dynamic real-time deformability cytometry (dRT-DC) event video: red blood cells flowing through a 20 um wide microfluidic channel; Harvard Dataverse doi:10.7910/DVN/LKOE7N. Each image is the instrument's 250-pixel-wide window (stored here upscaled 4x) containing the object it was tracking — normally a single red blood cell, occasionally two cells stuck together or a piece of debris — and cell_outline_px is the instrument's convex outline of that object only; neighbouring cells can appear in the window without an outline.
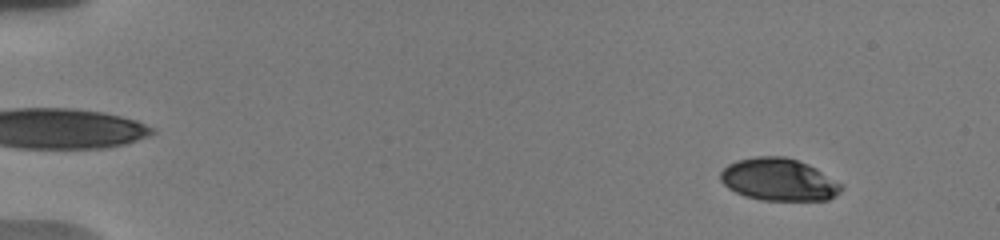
{"species": "human", "species_latin": "Homo sapiens", "temperature_condition": "warm", "stored_images_in_passage": 32, "camera_frame_rate_fps": 3000, "um_per_image_px": 0.085, "donor": {"sex": "male"}, "frame": {"image": 1, "passage_image": 6, "time_ms": 1.667, "image_size_px": [1000, 240], "cell_outline_px": [[840, 192], [836, 196], [828, 200], [760, 200], [744, 196], [728, 188], [720, 180], [720, 172], [728, 164], [736, 160], [756, 156], [784, 156], [808, 164], [816, 168], [840, 184]], "centroid_in_image_um": [66.15, 15.26], "position_along_channel_um": 18.9, "area_um2": 29.71}}
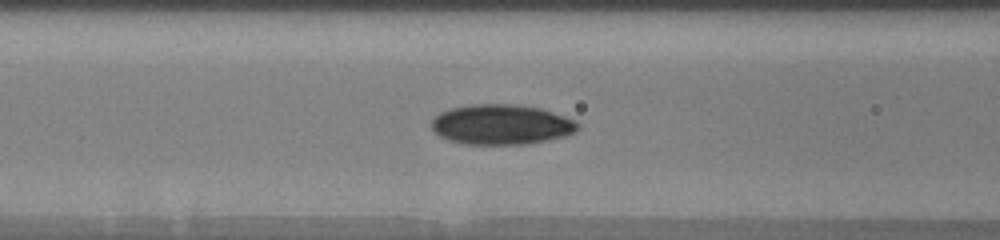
{"frame": {"image": 2, "passage_image": 25, "time_ms": 8.0, "image_size_px": [1000, 240], "cell_outline_px": [[580, 128], [576, 132], [564, 136], [548, 140], [528, 144], [464, 144], [448, 140], [440, 136], [432, 128], [432, 120], [440, 112], [452, 108], [472, 104], [512, 104], [540, 108], [576, 120], [580, 124]], "centroid_in_image_um": [42.65, 10.59], "position_along_channel_um": 124.0, "area_um2": 34.22}}
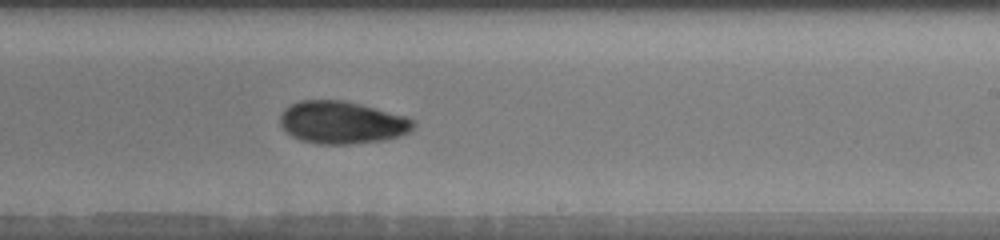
{"frame": {"image": 3, "passage_image": 32, "time_ms": 11.667, "image_size_px": [1000, 240], "cell_outline_px": [[416, 124], [408, 132], [400, 136], [384, 140], [348, 144], [316, 144], [300, 140], [292, 136], [280, 124], [280, 116], [284, 108], [300, 100], [344, 100], [360, 104], [404, 116], [416, 120]], "centroid_in_image_um": [29.06, 10.41], "position_along_channel_um": 259.9, "area_um2": 32.95}}